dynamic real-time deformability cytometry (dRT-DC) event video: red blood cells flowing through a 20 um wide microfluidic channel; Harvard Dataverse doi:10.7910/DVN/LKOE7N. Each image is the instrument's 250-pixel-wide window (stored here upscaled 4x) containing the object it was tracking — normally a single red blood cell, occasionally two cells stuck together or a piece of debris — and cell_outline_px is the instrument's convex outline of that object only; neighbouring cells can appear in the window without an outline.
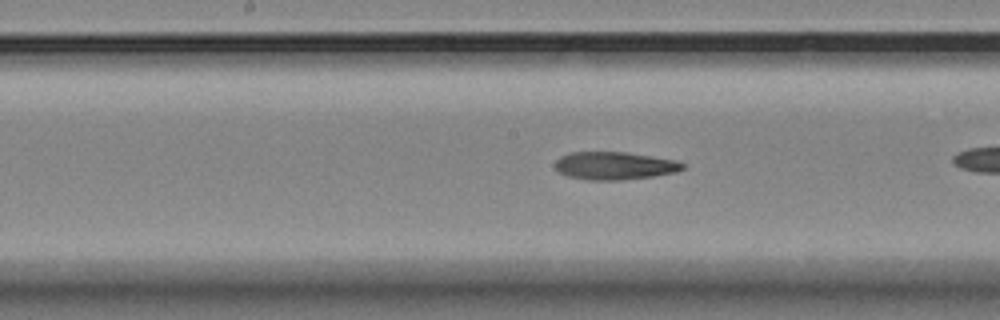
{"species": "Egyptian fruit bat (a non-hibernating species)", "species_latin": "Rousettus aegyptiacus", "temperature_condition": "room temperature", "stored_images_in_passage": 28, "camera_frame_rate_fps": 3000, "um_per_image_px": 0.085, "animal": {"sex": "female"}, "frame": {"image": 1, "passage_image": 13, "time_ms": 4.0, "image_size_px": [1000, 320], "cell_outline_px": [[684, 168], [676, 172], [652, 176], [624, 180], [588, 180], [568, 176], [560, 172], [556, 168], [556, 160], [560, 156], [568, 152], [624, 152], [676, 160], [684, 164]], "centroid_in_image_um": [52.22, 14.08], "position_along_channel_um": 196.0, "area_um2": 20.58}}
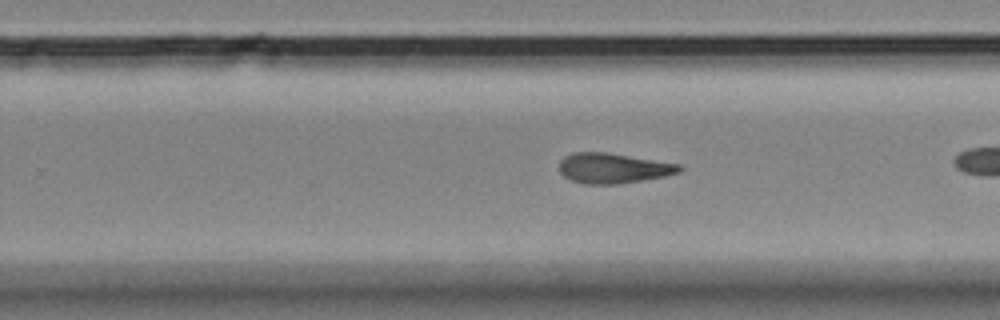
{"frame": {"image": 2, "passage_image": 20, "time_ms": 6.333, "image_size_px": [1000, 320], "cell_outline_px": [[684, 168], [680, 172], [664, 176], [616, 184], [584, 184], [572, 180], [564, 176], [560, 172], [560, 160], [564, 156], [572, 152], [604, 152], [680, 164]], "centroid_in_image_um": [52.1, 14.29], "position_along_channel_um": 277.7, "area_um2": 20.92}}
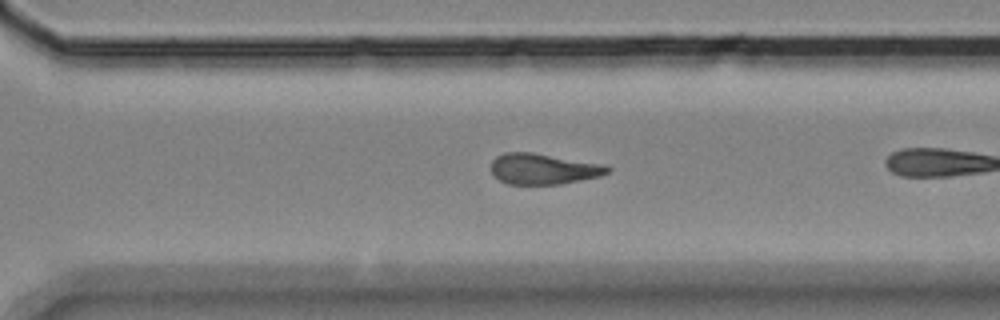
{"frame": {"image": 3, "passage_image": 24, "time_ms": 7.667, "image_size_px": [1000, 320], "cell_outline_px": [[612, 168], [608, 172], [600, 176], [560, 184], [508, 184], [500, 180], [492, 172], [492, 160], [496, 156], [504, 152], [532, 152], [608, 164]], "centroid_in_image_um": [46.23, 14.34], "position_along_channel_um": 324.4, "area_um2": 21.04}}